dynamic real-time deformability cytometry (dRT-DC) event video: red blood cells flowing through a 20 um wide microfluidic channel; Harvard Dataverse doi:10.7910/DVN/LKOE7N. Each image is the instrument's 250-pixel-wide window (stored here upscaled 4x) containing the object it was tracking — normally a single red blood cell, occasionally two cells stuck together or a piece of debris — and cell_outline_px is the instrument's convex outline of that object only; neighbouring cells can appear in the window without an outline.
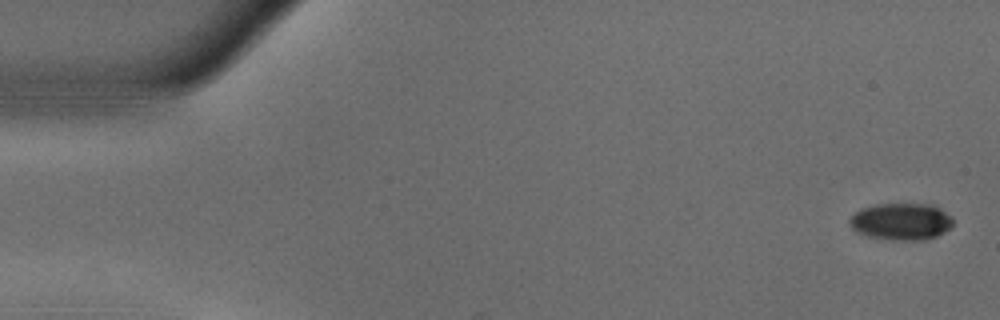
{"species": "common noctule bat (a hibernating species)", "species_latin": "Nyctalus noctula", "temperature_condition": "warm", "stored_images_in_passage": 18, "camera_frame_rate_fps": 3000, "um_per_image_px": 0.085, "animal": {"sex": "male", "body_mass_g": 18.8}, "frame": {"image": 1, "passage_image": 1, "time_ms": 0.0, "image_size_px": [1000, 320], "cell_outline_px": [[952, 228], [936, 236], [924, 240], [888, 240], [868, 236], [856, 232], [852, 228], [848, 220], [860, 208], [876, 204], [932, 204], [940, 208], [952, 216]], "centroid_in_image_um": [76.61, 18.83], "position_along_channel_um": 8.4, "area_um2": 22.48}}
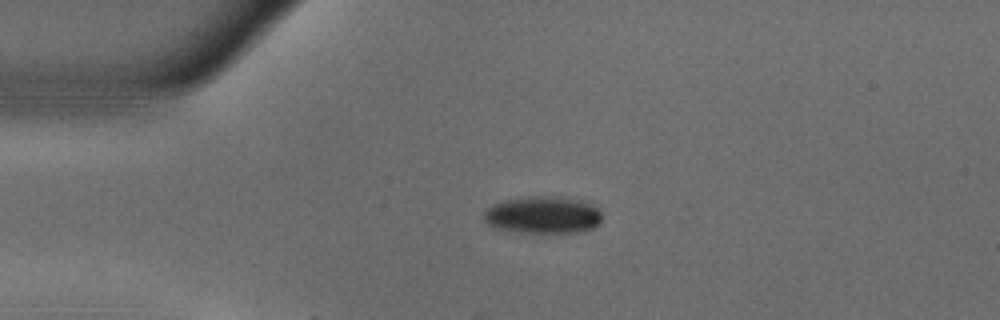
{"frame": {"image": 2, "passage_image": 12, "time_ms": 3.667, "image_size_px": [1000, 320], "cell_outline_px": [[604, 216], [600, 224], [592, 228], [580, 232], [520, 232], [492, 228], [484, 220], [484, 212], [492, 204], [504, 200], [528, 196], [536, 196], [568, 200], [588, 204], [596, 208]], "centroid_in_image_um": [46.09, 18.3], "position_along_channel_um": 38.9, "area_um2": 25.09}}